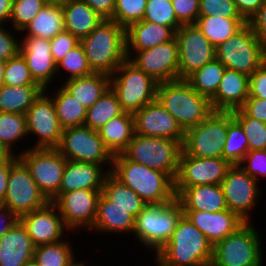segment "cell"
<instances>
[{"label": "cell", "mask_w": 266, "mask_h": 266, "mask_svg": "<svg viewBox=\"0 0 266 266\" xmlns=\"http://www.w3.org/2000/svg\"><path fill=\"white\" fill-rule=\"evenodd\" d=\"M154 258L163 266H210L213 244L183 215Z\"/></svg>", "instance_id": "6da1fadb"}, {"label": "cell", "mask_w": 266, "mask_h": 266, "mask_svg": "<svg viewBox=\"0 0 266 266\" xmlns=\"http://www.w3.org/2000/svg\"><path fill=\"white\" fill-rule=\"evenodd\" d=\"M111 173L136 192L146 204L173 202L176 199L175 181L166 173L115 155Z\"/></svg>", "instance_id": "7a4b0ae2"}, {"label": "cell", "mask_w": 266, "mask_h": 266, "mask_svg": "<svg viewBox=\"0 0 266 266\" xmlns=\"http://www.w3.org/2000/svg\"><path fill=\"white\" fill-rule=\"evenodd\" d=\"M80 44L93 72L111 76L127 58L125 28L111 19H103Z\"/></svg>", "instance_id": "3957f363"}, {"label": "cell", "mask_w": 266, "mask_h": 266, "mask_svg": "<svg viewBox=\"0 0 266 266\" xmlns=\"http://www.w3.org/2000/svg\"><path fill=\"white\" fill-rule=\"evenodd\" d=\"M156 99L184 132L200 124L214 111L210 99L200 95L185 79L158 83Z\"/></svg>", "instance_id": "277c9868"}, {"label": "cell", "mask_w": 266, "mask_h": 266, "mask_svg": "<svg viewBox=\"0 0 266 266\" xmlns=\"http://www.w3.org/2000/svg\"><path fill=\"white\" fill-rule=\"evenodd\" d=\"M183 215V208L177 199L146 204L135 217L134 238L140 247L144 246L145 250H153L156 254L169 241Z\"/></svg>", "instance_id": "5b68a950"}, {"label": "cell", "mask_w": 266, "mask_h": 266, "mask_svg": "<svg viewBox=\"0 0 266 266\" xmlns=\"http://www.w3.org/2000/svg\"><path fill=\"white\" fill-rule=\"evenodd\" d=\"M252 222H244L232 234L213 245L210 266L264 265L260 232Z\"/></svg>", "instance_id": "8992f818"}, {"label": "cell", "mask_w": 266, "mask_h": 266, "mask_svg": "<svg viewBox=\"0 0 266 266\" xmlns=\"http://www.w3.org/2000/svg\"><path fill=\"white\" fill-rule=\"evenodd\" d=\"M158 82L126 58L110 76V88L124 112L136 111L156 100Z\"/></svg>", "instance_id": "52a82bcc"}, {"label": "cell", "mask_w": 266, "mask_h": 266, "mask_svg": "<svg viewBox=\"0 0 266 266\" xmlns=\"http://www.w3.org/2000/svg\"><path fill=\"white\" fill-rule=\"evenodd\" d=\"M181 151L180 141L135 133L122 154L129 160L168 174L175 181Z\"/></svg>", "instance_id": "ba28073f"}, {"label": "cell", "mask_w": 266, "mask_h": 266, "mask_svg": "<svg viewBox=\"0 0 266 266\" xmlns=\"http://www.w3.org/2000/svg\"><path fill=\"white\" fill-rule=\"evenodd\" d=\"M215 58L227 69L251 76L266 62V50L251 26L246 23L216 47Z\"/></svg>", "instance_id": "9c48e42d"}, {"label": "cell", "mask_w": 266, "mask_h": 266, "mask_svg": "<svg viewBox=\"0 0 266 266\" xmlns=\"http://www.w3.org/2000/svg\"><path fill=\"white\" fill-rule=\"evenodd\" d=\"M18 158L29 169L41 193L49 202L59 194L66 158L56 148H23Z\"/></svg>", "instance_id": "30bf717a"}, {"label": "cell", "mask_w": 266, "mask_h": 266, "mask_svg": "<svg viewBox=\"0 0 266 266\" xmlns=\"http://www.w3.org/2000/svg\"><path fill=\"white\" fill-rule=\"evenodd\" d=\"M228 130V112L213 111L204 121L185 131L182 150L192 157L220 158Z\"/></svg>", "instance_id": "8fae6325"}, {"label": "cell", "mask_w": 266, "mask_h": 266, "mask_svg": "<svg viewBox=\"0 0 266 266\" xmlns=\"http://www.w3.org/2000/svg\"><path fill=\"white\" fill-rule=\"evenodd\" d=\"M67 160L112 166L114 156L106 148L96 130L88 126L63 129L59 146L56 148Z\"/></svg>", "instance_id": "7c38bea8"}, {"label": "cell", "mask_w": 266, "mask_h": 266, "mask_svg": "<svg viewBox=\"0 0 266 266\" xmlns=\"http://www.w3.org/2000/svg\"><path fill=\"white\" fill-rule=\"evenodd\" d=\"M49 201L39 190L26 165L14 155L7 183V192L2 206L18 218L44 207Z\"/></svg>", "instance_id": "4fadbf2b"}, {"label": "cell", "mask_w": 266, "mask_h": 266, "mask_svg": "<svg viewBox=\"0 0 266 266\" xmlns=\"http://www.w3.org/2000/svg\"><path fill=\"white\" fill-rule=\"evenodd\" d=\"M227 208L245 222L252 220L251 212L263 196L261 186L239 164L232 165L221 183ZM260 197V199H259Z\"/></svg>", "instance_id": "5bb4252c"}, {"label": "cell", "mask_w": 266, "mask_h": 266, "mask_svg": "<svg viewBox=\"0 0 266 266\" xmlns=\"http://www.w3.org/2000/svg\"><path fill=\"white\" fill-rule=\"evenodd\" d=\"M28 137H35V144L29 148H57L63 128L56 115L53 99L43 91L26 112ZM38 139V140H37Z\"/></svg>", "instance_id": "9a60e30c"}, {"label": "cell", "mask_w": 266, "mask_h": 266, "mask_svg": "<svg viewBox=\"0 0 266 266\" xmlns=\"http://www.w3.org/2000/svg\"><path fill=\"white\" fill-rule=\"evenodd\" d=\"M127 58L158 83L178 80L179 51L175 36L142 51H126Z\"/></svg>", "instance_id": "2e32d148"}, {"label": "cell", "mask_w": 266, "mask_h": 266, "mask_svg": "<svg viewBox=\"0 0 266 266\" xmlns=\"http://www.w3.org/2000/svg\"><path fill=\"white\" fill-rule=\"evenodd\" d=\"M101 192L102 190L79 189L59 193L52 201L57 206L64 225L70 231V234L84 231V228L88 231L92 229Z\"/></svg>", "instance_id": "e0dca14e"}, {"label": "cell", "mask_w": 266, "mask_h": 266, "mask_svg": "<svg viewBox=\"0 0 266 266\" xmlns=\"http://www.w3.org/2000/svg\"><path fill=\"white\" fill-rule=\"evenodd\" d=\"M175 38L179 51L178 79H186L215 59L216 48L195 24L181 25Z\"/></svg>", "instance_id": "ac0fdd59"}, {"label": "cell", "mask_w": 266, "mask_h": 266, "mask_svg": "<svg viewBox=\"0 0 266 266\" xmlns=\"http://www.w3.org/2000/svg\"><path fill=\"white\" fill-rule=\"evenodd\" d=\"M232 164L220 158H197L183 150L179 158V171L175 179L176 196L186 187L221 184Z\"/></svg>", "instance_id": "d6986e66"}, {"label": "cell", "mask_w": 266, "mask_h": 266, "mask_svg": "<svg viewBox=\"0 0 266 266\" xmlns=\"http://www.w3.org/2000/svg\"><path fill=\"white\" fill-rule=\"evenodd\" d=\"M19 221L26 228L35 247L60 242L65 239L63 235L70 232L53 202L22 215Z\"/></svg>", "instance_id": "ffe728a7"}, {"label": "cell", "mask_w": 266, "mask_h": 266, "mask_svg": "<svg viewBox=\"0 0 266 266\" xmlns=\"http://www.w3.org/2000/svg\"><path fill=\"white\" fill-rule=\"evenodd\" d=\"M20 35V54L26 61L32 78L45 90L55 85L57 64L51 53L50 40ZM51 83V84H50Z\"/></svg>", "instance_id": "44dd1931"}, {"label": "cell", "mask_w": 266, "mask_h": 266, "mask_svg": "<svg viewBox=\"0 0 266 266\" xmlns=\"http://www.w3.org/2000/svg\"><path fill=\"white\" fill-rule=\"evenodd\" d=\"M133 116L136 134L173 139L183 143L185 132L157 99L136 111Z\"/></svg>", "instance_id": "7402d4cb"}, {"label": "cell", "mask_w": 266, "mask_h": 266, "mask_svg": "<svg viewBox=\"0 0 266 266\" xmlns=\"http://www.w3.org/2000/svg\"><path fill=\"white\" fill-rule=\"evenodd\" d=\"M190 222L214 245L232 234L245 221L229 209L220 212L183 211Z\"/></svg>", "instance_id": "603a6c76"}, {"label": "cell", "mask_w": 266, "mask_h": 266, "mask_svg": "<svg viewBox=\"0 0 266 266\" xmlns=\"http://www.w3.org/2000/svg\"><path fill=\"white\" fill-rule=\"evenodd\" d=\"M249 97V76L225 69L216 94L210 99L214 111L241 109Z\"/></svg>", "instance_id": "cb8c5ba5"}, {"label": "cell", "mask_w": 266, "mask_h": 266, "mask_svg": "<svg viewBox=\"0 0 266 266\" xmlns=\"http://www.w3.org/2000/svg\"><path fill=\"white\" fill-rule=\"evenodd\" d=\"M111 169L112 166L66 160L59 193L79 189L102 190L104 179Z\"/></svg>", "instance_id": "d4e9b609"}, {"label": "cell", "mask_w": 266, "mask_h": 266, "mask_svg": "<svg viewBox=\"0 0 266 266\" xmlns=\"http://www.w3.org/2000/svg\"><path fill=\"white\" fill-rule=\"evenodd\" d=\"M35 246L18 221L0 238V266H23L33 260Z\"/></svg>", "instance_id": "484cf974"}, {"label": "cell", "mask_w": 266, "mask_h": 266, "mask_svg": "<svg viewBox=\"0 0 266 266\" xmlns=\"http://www.w3.org/2000/svg\"><path fill=\"white\" fill-rule=\"evenodd\" d=\"M135 217L128 210L114 206L102 193L97 203V214L91 232L116 235L133 234Z\"/></svg>", "instance_id": "4316f807"}, {"label": "cell", "mask_w": 266, "mask_h": 266, "mask_svg": "<svg viewBox=\"0 0 266 266\" xmlns=\"http://www.w3.org/2000/svg\"><path fill=\"white\" fill-rule=\"evenodd\" d=\"M176 199L183 211L220 212L228 209L221 184L186 187Z\"/></svg>", "instance_id": "83f0119b"}, {"label": "cell", "mask_w": 266, "mask_h": 266, "mask_svg": "<svg viewBox=\"0 0 266 266\" xmlns=\"http://www.w3.org/2000/svg\"><path fill=\"white\" fill-rule=\"evenodd\" d=\"M175 32L167 26L138 21L125 29L126 51H142L170 41Z\"/></svg>", "instance_id": "f1b7e54d"}, {"label": "cell", "mask_w": 266, "mask_h": 266, "mask_svg": "<svg viewBox=\"0 0 266 266\" xmlns=\"http://www.w3.org/2000/svg\"><path fill=\"white\" fill-rule=\"evenodd\" d=\"M64 12L65 30L81 40L103 20L82 0H60Z\"/></svg>", "instance_id": "f546056e"}, {"label": "cell", "mask_w": 266, "mask_h": 266, "mask_svg": "<svg viewBox=\"0 0 266 266\" xmlns=\"http://www.w3.org/2000/svg\"><path fill=\"white\" fill-rule=\"evenodd\" d=\"M60 85L88 109L110 88V75L93 72L87 76L63 80Z\"/></svg>", "instance_id": "4dcf8cb0"}, {"label": "cell", "mask_w": 266, "mask_h": 266, "mask_svg": "<svg viewBox=\"0 0 266 266\" xmlns=\"http://www.w3.org/2000/svg\"><path fill=\"white\" fill-rule=\"evenodd\" d=\"M65 30L64 12L60 0H50L21 32L22 36L52 39Z\"/></svg>", "instance_id": "1f68e13d"}, {"label": "cell", "mask_w": 266, "mask_h": 266, "mask_svg": "<svg viewBox=\"0 0 266 266\" xmlns=\"http://www.w3.org/2000/svg\"><path fill=\"white\" fill-rule=\"evenodd\" d=\"M98 132L113 156L122 154L135 134L134 116L123 112L109 120Z\"/></svg>", "instance_id": "d6a6232c"}, {"label": "cell", "mask_w": 266, "mask_h": 266, "mask_svg": "<svg viewBox=\"0 0 266 266\" xmlns=\"http://www.w3.org/2000/svg\"><path fill=\"white\" fill-rule=\"evenodd\" d=\"M54 88L52 92H48V88L44 91L53 99L56 115L61 127L65 129L68 127L83 126L87 109L60 84L59 88H57V85ZM56 88L58 90H56Z\"/></svg>", "instance_id": "836d02e7"}, {"label": "cell", "mask_w": 266, "mask_h": 266, "mask_svg": "<svg viewBox=\"0 0 266 266\" xmlns=\"http://www.w3.org/2000/svg\"><path fill=\"white\" fill-rule=\"evenodd\" d=\"M44 89L40 85L0 87V111L26 114Z\"/></svg>", "instance_id": "e575fe53"}, {"label": "cell", "mask_w": 266, "mask_h": 266, "mask_svg": "<svg viewBox=\"0 0 266 266\" xmlns=\"http://www.w3.org/2000/svg\"><path fill=\"white\" fill-rule=\"evenodd\" d=\"M101 193L114 203V206L128 210L134 217L146 206V203L136 192L122 183L111 172L104 179Z\"/></svg>", "instance_id": "d590c367"}, {"label": "cell", "mask_w": 266, "mask_h": 266, "mask_svg": "<svg viewBox=\"0 0 266 266\" xmlns=\"http://www.w3.org/2000/svg\"><path fill=\"white\" fill-rule=\"evenodd\" d=\"M247 22L243 18L198 17L195 25L216 48L239 31Z\"/></svg>", "instance_id": "8d00e7d4"}, {"label": "cell", "mask_w": 266, "mask_h": 266, "mask_svg": "<svg viewBox=\"0 0 266 266\" xmlns=\"http://www.w3.org/2000/svg\"><path fill=\"white\" fill-rule=\"evenodd\" d=\"M225 69L226 67L215 58L185 80L200 95L211 99L218 90Z\"/></svg>", "instance_id": "74e56055"}, {"label": "cell", "mask_w": 266, "mask_h": 266, "mask_svg": "<svg viewBox=\"0 0 266 266\" xmlns=\"http://www.w3.org/2000/svg\"><path fill=\"white\" fill-rule=\"evenodd\" d=\"M123 112L116 94L109 88L97 102L87 109L84 125L99 131L109 120Z\"/></svg>", "instance_id": "f35d334b"}, {"label": "cell", "mask_w": 266, "mask_h": 266, "mask_svg": "<svg viewBox=\"0 0 266 266\" xmlns=\"http://www.w3.org/2000/svg\"><path fill=\"white\" fill-rule=\"evenodd\" d=\"M26 137H28L26 115L0 111V143L14 155L19 156L20 150L16 149V145L26 140Z\"/></svg>", "instance_id": "ab89813d"}, {"label": "cell", "mask_w": 266, "mask_h": 266, "mask_svg": "<svg viewBox=\"0 0 266 266\" xmlns=\"http://www.w3.org/2000/svg\"><path fill=\"white\" fill-rule=\"evenodd\" d=\"M70 241L63 239L57 243L35 247L33 260L38 266H71L77 257Z\"/></svg>", "instance_id": "60d3db41"}, {"label": "cell", "mask_w": 266, "mask_h": 266, "mask_svg": "<svg viewBox=\"0 0 266 266\" xmlns=\"http://www.w3.org/2000/svg\"><path fill=\"white\" fill-rule=\"evenodd\" d=\"M248 151V140L241 125L233 118L232 112H228V130L223 158L232 165L239 164Z\"/></svg>", "instance_id": "b9f144b4"}, {"label": "cell", "mask_w": 266, "mask_h": 266, "mask_svg": "<svg viewBox=\"0 0 266 266\" xmlns=\"http://www.w3.org/2000/svg\"><path fill=\"white\" fill-rule=\"evenodd\" d=\"M248 140L249 151L266 150V123L249 117L242 109L232 111Z\"/></svg>", "instance_id": "7bdbcfd3"}, {"label": "cell", "mask_w": 266, "mask_h": 266, "mask_svg": "<svg viewBox=\"0 0 266 266\" xmlns=\"http://www.w3.org/2000/svg\"><path fill=\"white\" fill-rule=\"evenodd\" d=\"M62 72L67 75H62ZM92 73L93 71L89 67L84 48L81 44L70 50L64 58L57 63V79L61 75L67 77L65 78L66 80H69L87 76Z\"/></svg>", "instance_id": "ee69618b"}, {"label": "cell", "mask_w": 266, "mask_h": 266, "mask_svg": "<svg viewBox=\"0 0 266 266\" xmlns=\"http://www.w3.org/2000/svg\"><path fill=\"white\" fill-rule=\"evenodd\" d=\"M142 20L170 27L174 32L182 25L177 20L171 0H147Z\"/></svg>", "instance_id": "f6af8a7d"}, {"label": "cell", "mask_w": 266, "mask_h": 266, "mask_svg": "<svg viewBox=\"0 0 266 266\" xmlns=\"http://www.w3.org/2000/svg\"><path fill=\"white\" fill-rule=\"evenodd\" d=\"M50 0H13L10 27L22 32Z\"/></svg>", "instance_id": "bcb514c9"}, {"label": "cell", "mask_w": 266, "mask_h": 266, "mask_svg": "<svg viewBox=\"0 0 266 266\" xmlns=\"http://www.w3.org/2000/svg\"><path fill=\"white\" fill-rule=\"evenodd\" d=\"M147 0H115V9L111 20L125 29L132 23L142 21Z\"/></svg>", "instance_id": "7dc6e473"}, {"label": "cell", "mask_w": 266, "mask_h": 266, "mask_svg": "<svg viewBox=\"0 0 266 266\" xmlns=\"http://www.w3.org/2000/svg\"><path fill=\"white\" fill-rule=\"evenodd\" d=\"M4 84L10 86L39 85L32 78L26 61L20 53L6 61Z\"/></svg>", "instance_id": "c3c4849f"}, {"label": "cell", "mask_w": 266, "mask_h": 266, "mask_svg": "<svg viewBox=\"0 0 266 266\" xmlns=\"http://www.w3.org/2000/svg\"><path fill=\"white\" fill-rule=\"evenodd\" d=\"M242 18L233 0H200L199 17Z\"/></svg>", "instance_id": "681fc988"}, {"label": "cell", "mask_w": 266, "mask_h": 266, "mask_svg": "<svg viewBox=\"0 0 266 266\" xmlns=\"http://www.w3.org/2000/svg\"><path fill=\"white\" fill-rule=\"evenodd\" d=\"M240 167L256 181L266 177V150L248 151Z\"/></svg>", "instance_id": "f907efd6"}, {"label": "cell", "mask_w": 266, "mask_h": 266, "mask_svg": "<svg viewBox=\"0 0 266 266\" xmlns=\"http://www.w3.org/2000/svg\"><path fill=\"white\" fill-rule=\"evenodd\" d=\"M8 24L0 23V60L7 61L16 57L20 53V37L17 39V34L20 33L13 28L6 29ZM14 33H13V32ZM16 34V35H14ZM16 36V37H15Z\"/></svg>", "instance_id": "816d5d0a"}, {"label": "cell", "mask_w": 266, "mask_h": 266, "mask_svg": "<svg viewBox=\"0 0 266 266\" xmlns=\"http://www.w3.org/2000/svg\"><path fill=\"white\" fill-rule=\"evenodd\" d=\"M79 44L80 40L66 30L50 39L51 53L56 64L63 59L70 50L74 49Z\"/></svg>", "instance_id": "f5cc1de1"}, {"label": "cell", "mask_w": 266, "mask_h": 266, "mask_svg": "<svg viewBox=\"0 0 266 266\" xmlns=\"http://www.w3.org/2000/svg\"><path fill=\"white\" fill-rule=\"evenodd\" d=\"M200 0H171L177 20L182 25L195 24L199 17Z\"/></svg>", "instance_id": "db71d44e"}, {"label": "cell", "mask_w": 266, "mask_h": 266, "mask_svg": "<svg viewBox=\"0 0 266 266\" xmlns=\"http://www.w3.org/2000/svg\"><path fill=\"white\" fill-rule=\"evenodd\" d=\"M266 99V62L249 76V97Z\"/></svg>", "instance_id": "11a10c76"}, {"label": "cell", "mask_w": 266, "mask_h": 266, "mask_svg": "<svg viewBox=\"0 0 266 266\" xmlns=\"http://www.w3.org/2000/svg\"><path fill=\"white\" fill-rule=\"evenodd\" d=\"M248 24L266 50V0H264L257 13L249 20Z\"/></svg>", "instance_id": "9f6ffc18"}, {"label": "cell", "mask_w": 266, "mask_h": 266, "mask_svg": "<svg viewBox=\"0 0 266 266\" xmlns=\"http://www.w3.org/2000/svg\"><path fill=\"white\" fill-rule=\"evenodd\" d=\"M241 109L249 117L266 123V99L248 98Z\"/></svg>", "instance_id": "6f0895ef"}, {"label": "cell", "mask_w": 266, "mask_h": 266, "mask_svg": "<svg viewBox=\"0 0 266 266\" xmlns=\"http://www.w3.org/2000/svg\"><path fill=\"white\" fill-rule=\"evenodd\" d=\"M103 19H112L115 0H82Z\"/></svg>", "instance_id": "680465c9"}, {"label": "cell", "mask_w": 266, "mask_h": 266, "mask_svg": "<svg viewBox=\"0 0 266 266\" xmlns=\"http://www.w3.org/2000/svg\"><path fill=\"white\" fill-rule=\"evenodd\" d=\"M238 12L248 23L249 20L257 13L264 0H233Z\"/></svg>", "instance_id": "91938a15"}, {"label": "cell", "mask_w": 266, "mask_h": 266, "mask_svg": "<svg viewBox=\"0 0 266 266\" xmlns=\"http://www.w3.org/2000/svg\"><path fill=\"white\" fill-rule=\"evenodd\" d=\"M19 218L7 207L0 205V238L9 231Z\"/></svg>", "instance_id": "94428289"}, {"label": "cell", "mask_w": 266, "mask_h": 266, "mask_svg": "<svg viewBox=\"0 0 266 266\" xmlns=\"http://www.w3.org/2000/svg\"><path fill=\"white\" fill-rule=\"evenodd\" d=\"M11 169V159L0 164V205L3 204L7 192V183Z\"/></svg>", "instance_id": "6125c7cd"}, {"label": "cell", "mask_w": 266, "mask_h": 266, "mask_svg": "<svg viewBox=\"0 0 266 266\" xmlns=\"http://www.w3.org/2000/svg\"><path fill=\"white\" fill-rule=\"evenodd\" d=\"M13 0H0V23L8 24L11 18Z\"/></svg>", "instance_id": "be15d7a7"}, {"label": "cell", "mask_w": 266, "mask_h": 266, "mask_svg": "<svg viewBox=\"0 0 266 266\" xmlns=\"http://www.w3.org/2000/svg\"><path fill=\"white\" fill-rule=\"evenodd\" d=\"M14 154L0 143V164L8 162Z\"/></svg>", "instance_id": "e7e4bbea"}, {"label": "cell", "mask_w": 266, "mask_h": 266, "mask_svg": "<svg viewBox=\"0 0 266 266\" xmlns=\"http://www.w3.org/2000/svg\"><path fill=\"white\" fill-rule=\"evenodd\" d=\"M5 64V61L0 60V87L4 84Z\"/></svg>", "instance_id": "03108f58"}, {"label": "cell", "mask_w": 266, "mask_h": 266, "mask_svg": "<svg viewBox=\"0 0 266 266\" xmlns=\"http://www.w3.org/2000/svg\"><path fill=\"white\" fill-rule=\"evenodd\" d=\"M71 266H88V265L84 259H83V261H82V259H80V260L77 259Z\"/></svg>", "instance_id": "003e7915"}, {"label": "cell", "mask_w": 266, "mask_h": 266, "mask_svg": "<svg viewBox=\"0 0 266 266\" xmlns=\"http://www.w3.org/2000/svg\"><path fill=\"white\" fill-rule=\"evenodd\" d=\"M23 266H38L34 260L26 262Z\"/></svg>", "instance_id": "a7ac6f4b"}, {"label": "cell", "mask_w": 266, "mask_h": 266, "mask_svg": "<svg viewBox=\"0 0 266 266\" xmlns=\"http://www.w3.org/2000/svg\"><path fill=\"white\" fill-rule=\"evenodd\" d=\"M154 260V262L156 263V265L155 266H163L161 263H159L156 259H153Z\"/></svg>", "instance_id": "89a4df30"}]
</instances>
